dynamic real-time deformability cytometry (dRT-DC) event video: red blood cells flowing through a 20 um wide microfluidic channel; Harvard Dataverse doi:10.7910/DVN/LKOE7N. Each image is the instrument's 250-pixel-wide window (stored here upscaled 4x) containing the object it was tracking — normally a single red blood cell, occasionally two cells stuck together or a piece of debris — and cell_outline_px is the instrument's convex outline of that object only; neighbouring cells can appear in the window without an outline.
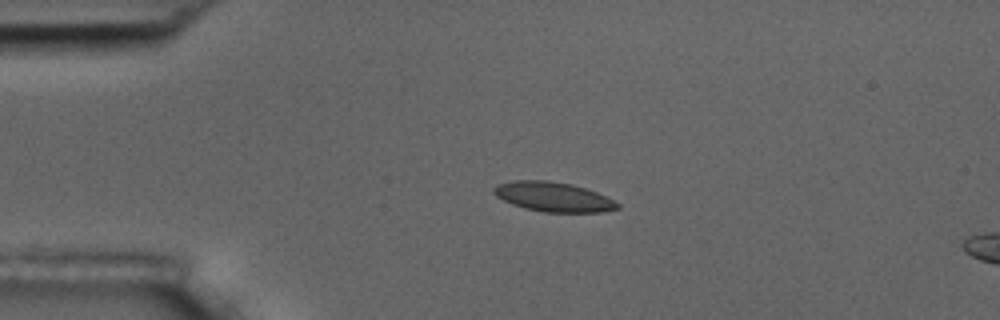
{"species": "common noctule bat (a hibernating species)", "species_latin": "Nyctalus noctula", "temperature_condition": "room temperature", "stored_images_in_passage": 5, "camera_frame_rate_fps": 3000, "um_per_image_px": 0.085, "animal": {"sex": "male", "body_mass_g": 17.5, "forearm_length_mm": 52.3}, "frame": {"image": 1, "passage_image": 3, "time_ms": 2.333, "image_size_px": [1000, 320], "cell_outline_px": [[620, 208], [600, 212], [544, 212], [524, 208], [512, 204], [496, 196], [492, 192], [492, 188], [496, 184], [512, 180], [548, 180], [572, 184], [596, 192], [620, 204]], "centroid_in_image_um": [46.98, 16.72], "position_along_channel_um": 38.0, "area_um2": 21.33}}